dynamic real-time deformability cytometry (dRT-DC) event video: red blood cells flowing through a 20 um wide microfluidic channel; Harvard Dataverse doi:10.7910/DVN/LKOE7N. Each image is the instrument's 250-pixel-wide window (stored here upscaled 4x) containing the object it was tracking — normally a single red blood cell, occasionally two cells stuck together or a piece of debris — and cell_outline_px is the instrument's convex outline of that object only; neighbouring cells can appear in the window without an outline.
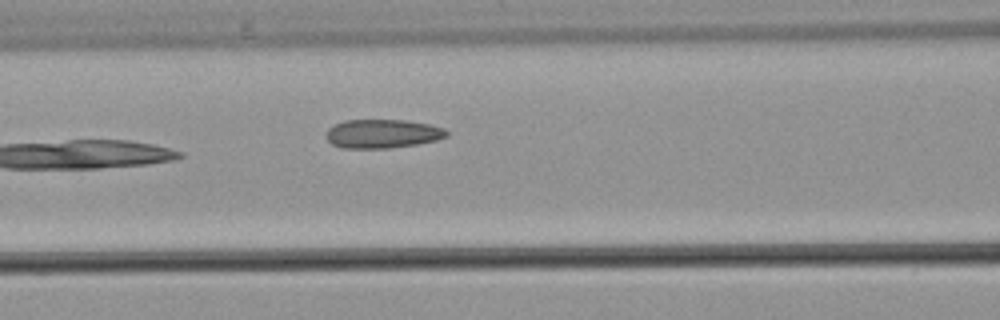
{"species": "common noctule bat (a hibernating species)", "species_latin": "Nyctalus noctula", "temperature_condition": "warm", "stored_images_in_passage": 5, "camera_frame_rate_fps": 3000, "um_per_image_px": 0.085, "animal": {"sex": "male", "body_mass_g": 21.5, "forearm_length_mm": 52.0}, "frame": {"image": 1, "passage_image": 5, "time_ms": 5.333, "image_size_px": [1000, 320], "cell_outline_px": [[448, 136], [436, 140], [416, 144], [388, 148], [340, 148], [332, 144], [324, 136], [328, 128], [344, 120], [404, 120], [428, 124], [444, 128], [448, 132]], "centroid_in_image_um": [32.48, 11.37], "position_along_channel_um": 134.1, "area_um2": 20.23}}